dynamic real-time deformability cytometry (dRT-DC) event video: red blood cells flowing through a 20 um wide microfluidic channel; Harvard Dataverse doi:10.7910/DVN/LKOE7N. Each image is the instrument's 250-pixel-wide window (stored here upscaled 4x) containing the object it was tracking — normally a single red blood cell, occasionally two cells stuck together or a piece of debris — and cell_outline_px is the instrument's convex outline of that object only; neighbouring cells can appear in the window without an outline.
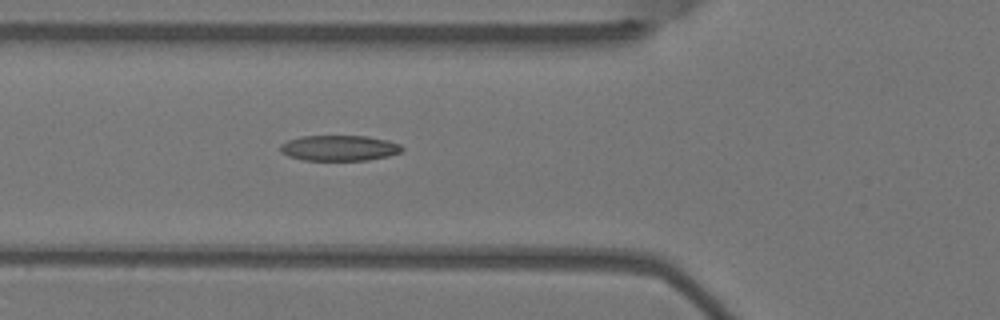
{"species": "Egyptian fruit bat (a non-hibernating species)", "species_latin": "Rousettus aegyptiacus", "temperature_condition": "warm", "stored_images_in_passage": 2, "camera_frame_rate_fps": 3000, "um_per_image_px": 0.085, "animal": {"sex": "female"}, "frame": {"image": 1, "passage_image": 2, "time_ms": 0.333, "image_size_px": [1000, 320], "cell_outline_px": [[404, 148], [400, 152], [388, 156], [368, 160], [304, 160], [288, 156], [280, 152], [280, 144], [288, 140], [300, 136], [368, 136], [388, 140], [400, 144]], "centroid_in_image_um": [28.83, 12.58], "position_along_channel_um": 97.0, "area_um2": 18.21}}